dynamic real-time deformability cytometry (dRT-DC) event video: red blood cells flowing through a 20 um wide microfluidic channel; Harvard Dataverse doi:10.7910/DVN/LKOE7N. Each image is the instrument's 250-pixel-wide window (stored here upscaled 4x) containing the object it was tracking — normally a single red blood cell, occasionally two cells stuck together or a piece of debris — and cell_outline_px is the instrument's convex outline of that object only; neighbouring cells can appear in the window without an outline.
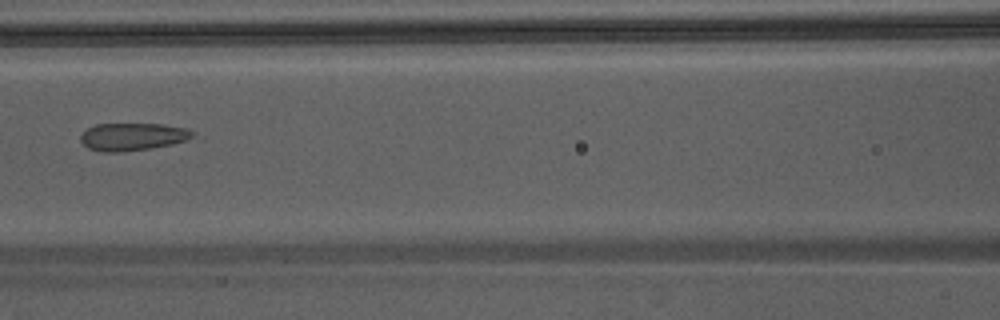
{"species": "Egyptian fruit bat (a non-hibernating species)", "species_latin": "Rousettus aegyptiacus", "temperature_condition": "warm", "stored_images_in_passage": 38, "camera_frame_rate_fps": 3000, "um_per_image_px": 0.085, "animal": {"sex": "male"}, "frame": {"image": 1, "passage_image": 16, "time_ms": 5.0, "image_size_px": [1000, 320], "cell_outline_px": [[196, 132], [188, 140], [172, 144], [148, 148], [120, 152], [104, 152], [88, 148], [80, 140], [80, 136], [88, 128], [96, 124], [164, 124], [188, 128]], "centroid_in_image_um": [11.3, 11.61], "position_along_channel_um": 155.3, "area_um2": 17.98}}
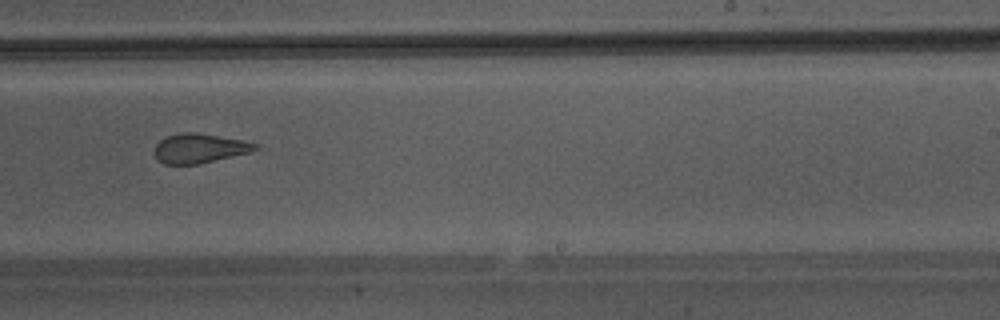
{"frame": {"image": 2, "passage_image": 24, "time_ms": 7.667, "image_size_px": [1000, 320], "cell_outline_px": [[260, 148], [252, 152], [200, 164], [164, 164], [156, 156], [156, 144], [160, 140], [168, 136], [180, 132], [196, 132], [244, 140], [260, 144]], "centroid_in_image_um": [17.04, 12.6], "position_along_channel_um": 272.0, "area_um2": 17.4}}
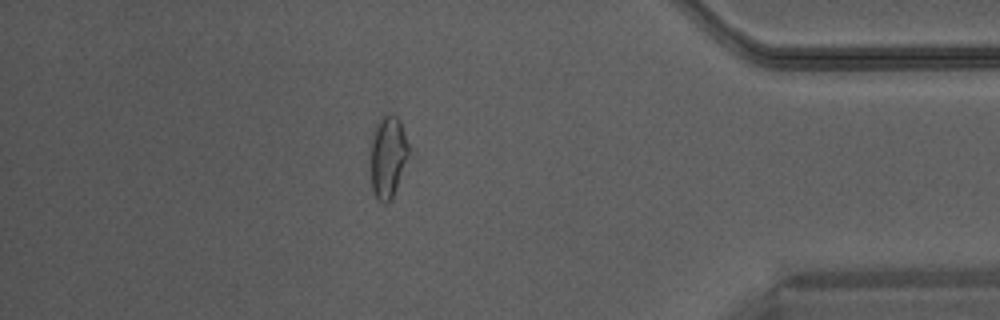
{"frame": {"image": 3, "passage_image": 35, "time_ms": 11.333, "image_size_px": [1000, 320], "cell_outline_px": [[416, 156], [392, 196], [384, 204], [376, 200], [372, 188], [368, 144], [380, 120], [384, 116], [392, 112], [400, 120]], "centroid_in_image_um": [33.07, 13.34], "position_along_channel_um": 402.1, "area_um2": 20.06}}